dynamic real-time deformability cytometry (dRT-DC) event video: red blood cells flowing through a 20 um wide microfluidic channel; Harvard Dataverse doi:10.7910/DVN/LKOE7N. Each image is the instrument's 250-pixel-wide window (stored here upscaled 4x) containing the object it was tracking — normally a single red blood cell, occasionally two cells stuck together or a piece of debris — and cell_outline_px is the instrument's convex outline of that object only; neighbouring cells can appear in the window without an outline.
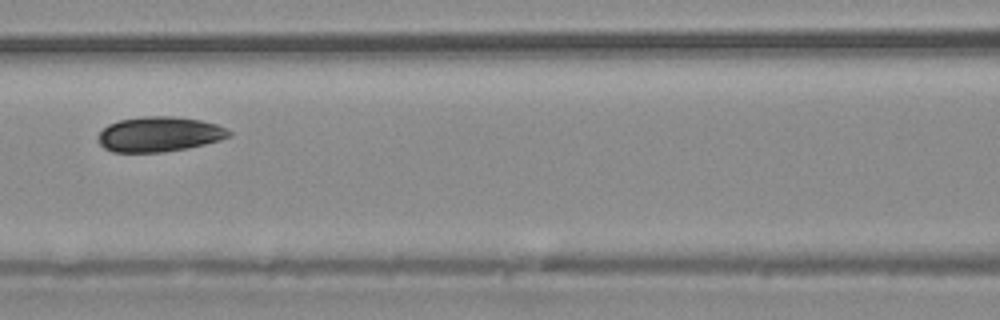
{"species": "common noctule bat (a hibernating species)", "species_latin": "Nyctalus noctula", "temperature_condition": "warm", "stored_images_in_passage": 5, "camera_frame_rate_fps": 3000, "um_per_image_px": 0.085, "animal": {"sex": "male", "body_mass_g": 20.4}, "frame": {"image": 1, "passage_image": 5, "time_ms": 5.667, "image_size_px": [1000, 320], "cell_outline_px": [[232, 136], [220, 140], [188, 148], [164, 152], [112, 152], [104, 148], [100, 144], [100, 132], [108, 124], [120, 120], [144, 116], [172, 116], [200, 120], [216, 124], [232, 132]], "centroid_in_image_um": [13.56, 11.41], "position_along_channel_um": 153.0, "area_um2": 26.59}}